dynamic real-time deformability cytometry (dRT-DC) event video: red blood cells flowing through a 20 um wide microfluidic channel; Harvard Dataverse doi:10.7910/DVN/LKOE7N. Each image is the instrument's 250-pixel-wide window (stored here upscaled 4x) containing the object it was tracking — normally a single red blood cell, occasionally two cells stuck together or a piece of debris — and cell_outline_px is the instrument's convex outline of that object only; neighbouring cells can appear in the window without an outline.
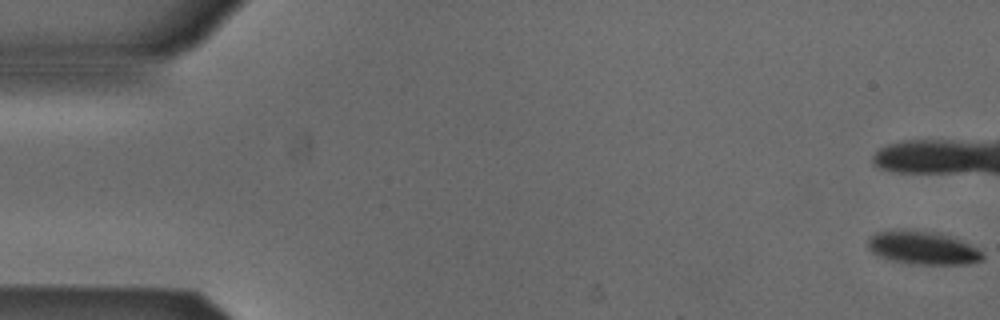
{"species": "Egyptian fruit bat (a non-hibernating species)", "species_latin": "Rousettus aegyptiacus", "temperature_condition": "cold", "stored_images_in_passage": 20, "camera_frame_rate_fps": 3000, "um_per_image_px": 0.085, "animal": {"sex": "male"}, "frame": {"image": 1, "passage_image": 1, "time_ms": 0.0, "image_size_px": [1000, 320], "cell_outline_px": [[984, 260], [964, 264], [912, 264], [892, 260], [880, 256], [872, 252], [868, 248], [868, 240], [876, 232], [936, 232], [960, 240], [976, 248], [984, 256]], "centroid_in_image_um": [78.46, 21.11], "position_along_channel_um": 6.5, "area_um2": 21.27}}